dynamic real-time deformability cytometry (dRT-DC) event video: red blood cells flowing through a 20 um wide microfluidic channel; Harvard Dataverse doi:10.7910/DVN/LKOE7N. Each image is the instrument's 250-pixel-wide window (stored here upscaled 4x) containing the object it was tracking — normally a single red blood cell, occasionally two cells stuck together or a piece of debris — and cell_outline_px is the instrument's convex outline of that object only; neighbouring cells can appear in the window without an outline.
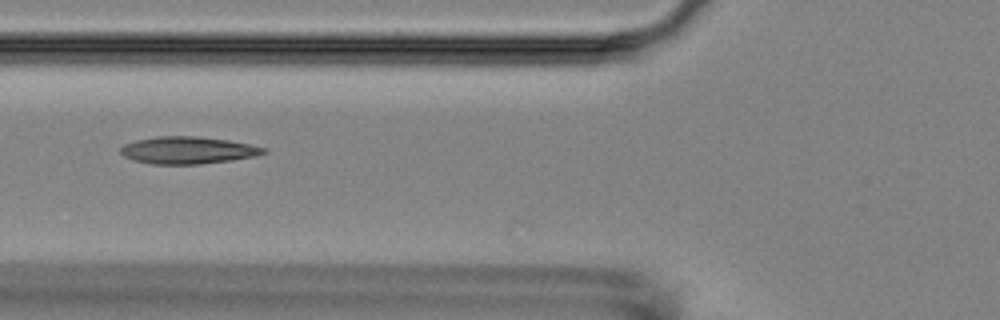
{"species": "Egyptian fruit bat (a non-hibernating species)", "species_latin": "Rousettus aegyptiacus", "temperature_condition": "room temperature", "stored_images_in_passage": 5, "camera_frame_rate_fps": 3000, "um_per_image_px": 0.085, "animal": {"sex": "female"}, "frame": {"image": 1, "passage_image": 5, "time_ms": 5.667, "image_size_px": [1000, 320], "cell_outline_px": [[268, 152], [256, 156], [232, 160], [200, 164], [152, 164], [132, 160], [124, 156], [120, 152], [120, 148], [124, 144], [136, 140], [156, 136], [200, 136], [228, 140], [268, 148]], "centroid_in_image_um": [15.97, 12.77], "position_along_channel_um": 109.8, "area_um2": 22.83}}